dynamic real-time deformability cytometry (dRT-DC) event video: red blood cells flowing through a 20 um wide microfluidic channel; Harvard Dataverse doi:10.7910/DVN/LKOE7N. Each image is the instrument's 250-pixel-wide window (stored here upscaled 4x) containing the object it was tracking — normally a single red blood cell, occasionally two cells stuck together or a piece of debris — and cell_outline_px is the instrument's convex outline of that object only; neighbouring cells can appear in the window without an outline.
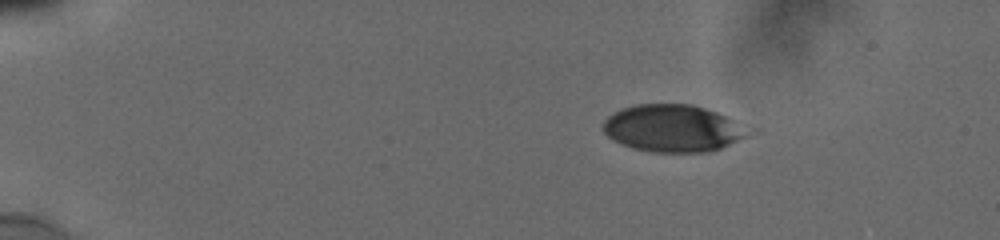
{"species": "human", "species_latin": "Homo sapiens", "temperature_condition": "cold", "stored_images_in_passage": 46, "camera_frame_rate_fps": 3000, "um_per_image_px": 0.085, "donor": {"sex": "male"}, "frame": {"image": 1, "passage_image": 1, "time_ms": 0.0, "image_size_px": [1000, 240], "cell_outline_px": [[744, 136], [720, 148], [708, 152], [652, 152], [636, 148], [624, 144], [608, 136], [600, 128], [604, 120], [612, 112], [620, 108], [632, 104], [692, 104], [716, 112], [724, 116]], "centroid_in_image_um": [56.96, 10.89], "position_along_channel_um": 28.0, "area_um2": 38.49}}
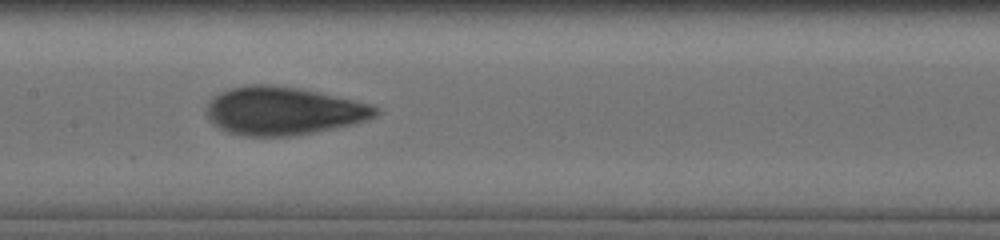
{"frame": {"image": 2, "passage_image": 21, "time_ms": 6.667, "image_size_px": [1000, 240], "cell_outline_px": [[380, 112], [376, 116], [364, 120], [348, 124], [312, 132], [288, 136], [248, 136], [228, 132], [220, 128], [208, 120], [208, 100], [212, 96], [228, 88], [248, 84], [272, 84], [300, 88], [372, 104], [380, 108]], "centroid_in_image_um": [24.04, 9.4], "position_along_channel_um": 183.4, "area_um2": 47.16}}
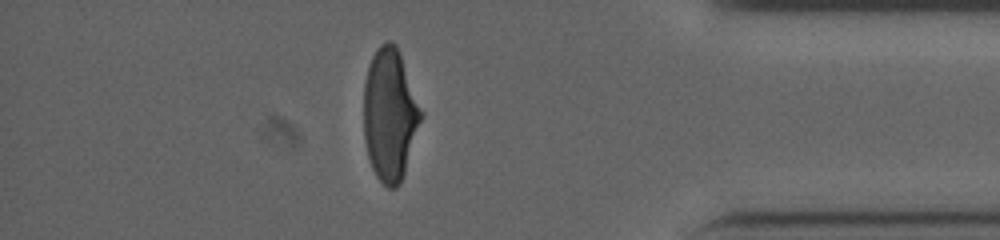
{"frame": {"image": 3, "passage_image": 40, "time_ms": 13.0, "image_size_px": [1000, 240], "cell_outline_px": [[424, 112], [400, 184], [396, 188], [388, 188], [376, 176], [372, 168], [368, 156], [364, 140], [364, 84], [368, 68], [372, 56], [376, 48], [380, 44], [388, 40], [392, 40], [396, 44], [400, 52]], "centroid_in_image_um": [33.15, 9.7], "position_along_channel_um": 402.1, "area_um2": 44.39}, "authors_computed_cell_mechanics": {"area_um2": 44.4193, "velocity_mm_per_s": 3.8566, "shape_relaxation_time_tau1_ms": 3.6953, "shape_relaxation_time_tau2_ms": 0.8451, "deformation_change_tau1": 0.1657, "deformation_change_tau2": 0.0663}}